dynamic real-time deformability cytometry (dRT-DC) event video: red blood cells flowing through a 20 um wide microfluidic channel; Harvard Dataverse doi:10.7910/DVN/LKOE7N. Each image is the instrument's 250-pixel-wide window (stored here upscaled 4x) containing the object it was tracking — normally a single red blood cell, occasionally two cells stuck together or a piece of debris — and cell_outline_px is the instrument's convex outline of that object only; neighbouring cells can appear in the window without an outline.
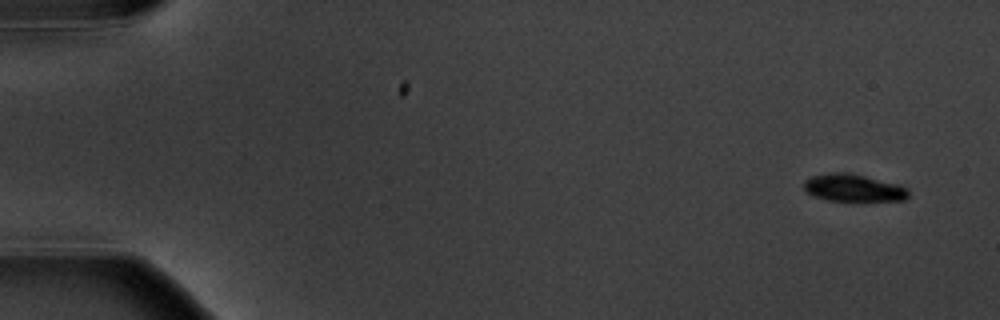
{"species": "common noctule bat (a hibernating species)", "species_latin": "Nyctalus noctula", "temperature_condition": "warm", "stored_images_in_passage": 5, "camera_frame_rate_fps": 3000, "um_per_image_px": 0.085, "animal": {"sex": "male", "body_mass_g": 20.1, "forearm_length_mm": 53.5}, "frame": {"image": 1, "passage_image": 1, "time_ms": 0.0, "image_size_px": [1000, 320], "cell_outline_px": [[908, 196], [904, 200], [828, 200], [812, 196], [804, 188], [804, 180], [812, 176], [836, 172], [848, 172], [896, 184], [908, 188]], "centroid_in_image_um": [72.51, 15.96], "position_along_channel_um": 12.5, "area_um2": 16.3}}